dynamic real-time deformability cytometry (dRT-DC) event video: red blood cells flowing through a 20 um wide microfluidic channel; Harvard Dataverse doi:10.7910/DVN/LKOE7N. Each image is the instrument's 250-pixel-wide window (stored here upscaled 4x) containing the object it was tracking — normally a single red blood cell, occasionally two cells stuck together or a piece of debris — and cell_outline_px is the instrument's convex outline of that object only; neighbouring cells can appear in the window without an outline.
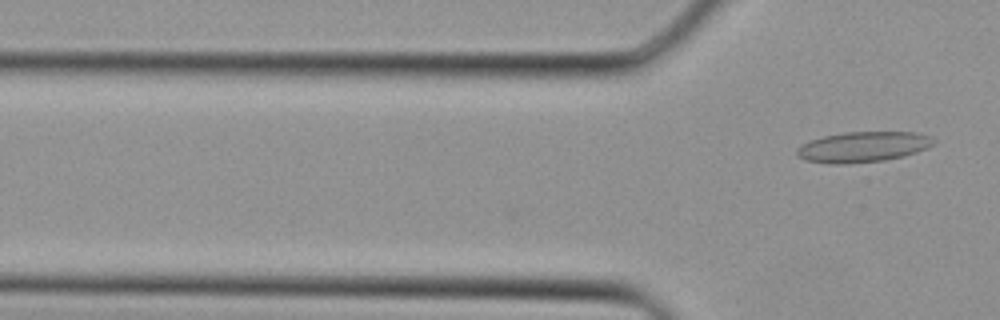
{"species": "Egyptian fruit bat (a non-hibernating species)", "species_latin": "Rousettus aegyptiacus", "temperature_condition": "cold", "stored_images_in_passage": 4, "camera_frame_rate_fps": 3000, "um_per_image_px": 0.085, "animal": {"sex": "female"}, "frame": {"image": 1, "passage_image": 4, "time_ms": 1.0, "image_size_px": [1000, 320], "cell_outline_px": [[936, 144], [928, 148], [904, 156], [884, 160], [848, 164], [828, 164], [804, 160], [796, 156], [796, 148], [800, 144], [808, 140], [824, 136], [844, 132], [916, 132], [932, 136], [936, 140]], "centroid_in_image_um": [73.34, 12.49], "position_along_channel_um": 52.5, "area_um2": 24.8}}